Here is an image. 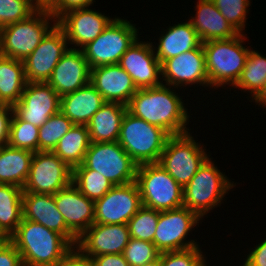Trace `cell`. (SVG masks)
<instances>
[{"label":"cell","mask_w":266,"mask_h":266,"mask_svg":"<svg viewBox=\"0 0 266 266\" xmlns=\"http://www.w3.org/2000/svg\"><path fill=\"white\" fill-rule=\"evenodd\" d=\"M159 211L142 206L128 221L130 237L153 242Z\"/></svg>","instance_id":"d590c367"},{"label":"cell","mask_w":266,"mask_h":266,"mask_svg":"<svg viewBox=\"0 0 266 266\" xmlns=\"http://www.w3.org/2000/svg\"><path fill=\"white\" fill-rule=\"evenodd\" d=\"M41 6H47L52 0H36Z\"/></svg>","instance_id":"681fc988"},{"label":"cell","mask_w":266,"mask_h":266,"mask_svg":"<svg viewBox=\"0 0 266 266\" xmlns=\"http://www.w3.org/2000/svg\"><path fill=\"white\" fill-rule=\"evenodd\" d=\"M73 125L74 123L61 111L49 117V119L39 127V151H53L59 140L73 127Z\"/></svg>","instance_id":"836d02e7"},{"label":"cell","mask_w":266,"mask_h":266,"mask_svg":"<svg viewBox=\"0 0 266 266\" xmlns=\"http://www.w3.org/2000/svg\"><path fill=\"white\" fill-rule=\"evenodd\" d=\"M9 240L20 253L23 266H59L74 248L61 234L24 218Z\"/></svg>","instance_id":"7a4b0ae2"},{"label":"cell","mask_w":266,"mask_h":266,"mask_svg":"<svg viewBox=\"0 0 266 266\" xmlns=\"http://www.w3.org/2000/svg\"><path fill=\"white\" fill-rule=\"evenodd\" d=\"M12 116L13 106L0 104V146L8 142Z\"/></svg>","instance_id":"7bdbcfd3"},{"label":"cell","mask_w":266,"mask_h":266,"mask_svg":"<svg viewBox=\"0 0 266 266\" xmlns=\"http://www.w3.org/2000/svg\"><path fill=\"white\" fill-rule=\"evenodd\" d=\"M72 184L93 201L102 198L114 186L99 172L89 168H73Z\"/></svg>","instance_id":"d6a6232c"},{"label":"cell","mask_w":266,"mask_h":266,"mask_svg":"<svg viewBox=\"0 0 266 266\" xmlns=\"http://www.w3.org/2000/svg\"><path fill=\"white\" fill-rule=\"evenodd\" d=\"M253 100H255L256 103H259V105L266 107V83L260 93Z\"/></svg>","instance_id":"7dc6e473"},{"label":"cell","mask_w":266,"mask_h":266,"mask_svg":"<svg viewBox=\"0 0 266 266\" xmlns=\"http://www.w3.org/2000/svg\"><path fill=\"white\" fill-rule=\"evenodd\" d=\"M54 200L67 228L77 238L94 223V201L82 194L72 183L55 193Z\"/></svg>","instance_id":"44dd1931"},{"label":"cell","mask_w":266,"mask_h":266,"mask_svg":"<svg viewBox=\"0 0 266 266\" xmlns=\"http://www.w3.org/2000/svg\"><path fill=\"white\" fill-rule=\"evenodd\" d=\"M26 84L23 61L0 54V104L18 103Z\"/></svg>","instance_id":"f1b7e54d"},{"label":"cell","mask_w":266,"mask_h":266,"mask_svg":"<svg viewBox=\"0 0 266 266\" xmlns=\"http://www.w3.org/2000/svg\"><path fill=\"white\" fill-rule=\"evenodd\" d=\"M242 266H266V239L247 255Z\"/></svg>","instance_id":"f6af8a7d"},{"label":"cell","mask_w":266,"mask_h":266,"mask_svg":"<svg viewBox=\"0 0 266 266\" xmlns=\"http://www.w3.org/2000/svg\"><path fill=\"white\" fill-rule=\"evenodd\" d=\"M40 7L36 0H0V29L27 19Z\"/></svg>","instance_id":"8d00e7d4"},{"label":"cell","mask_w":266,"mask_h":266,"mask_svg":"<svg viewBox=\"0 0 266 266\" xmlns=\"http://www.w3.org/2000/svg\"><path fill=\"white\" fill-rule=\"evenodd\" d=\"M169 137L164 129L127 111L121 123L118 142L127 154L141 165L158 163Z\"/></svg>","instance_id":"277c9868"},{"label":"cell","mask_w":266,"mask_h":266,"mask_svg":"<svg viewBox=\"0 0 266 266\" xmlns=\"http://www.w3.org/2000/svg\"><path fill=\"white\" fill-rule=\"evenodd\" d=\"M93 2L94 0H52L46 7L55 20H58L64 13L74 9L87 8Z\"/></svg>","instance_id":"60d3db41"},{"label":"cell","mask_w":266,"mask_h":266,"mask_svg":"<svg viewBox=\"0 0 266 266\" xmlns=\"http://www.w3.org/2000/svg\"><path fill=\"white\" fill-rule=\"evenodd\" d=\"M122 254L129 266H141L156 260L160 252L153 242L130 238Z\"/></svg>","instance_id":"74e56055"},{"label":"cell","mask_w":266,"mask_h":266,"mask_svg":"<svg viewBox=\"0 0 266 266\" xmlns=\"http://www.w3.org/2000/svg\"><path fill=\"white\" fill-rule=\"evenodd\" d=\"M244 40L245 35L241 33L229 39L202 43L210 87L236 84L250 52L242 45Z\"/></svg>","instance_id":"3957f363"},{"label":"cell","mask_w":266,"mask_h":266,"mask_svg":"<svg viewBox=\"0 0 266 266\" xmlns=\"http://www.w3.org/2000/svg\"><path fill=\"white\" fill-rule=\"evenodd\" d=\"M99 172L114 186L136 181L138 164L127 154L119 142H91L81 165Z\"/></svg>","instance_id":"ba28073f"},{"label":"cell","mask_w":266,"mask_h":266,"mask_svg":"<svg viewBox=\"0 0 266 266\" xmlns=\"http://www.w3.org/2000/svg\"><path fill=\"white\" fill-rule=\"evenodd\" d=\"M34 153L26 149L0 146V184H10L23 189L29 176Z\"/></svg>","instance_id":"83f0119b"},{"label":"cell","mask_w":266,"mask_h":266,"mask_svg":"<svg viewBox=\"0 0 266 266\" xmlns=\"http://www.w3.org/2000/svg\"><path fill=\"white\" fill-rule=\"evenodd\" d=\"M207 158L201 145L187 132L168 138L158 164L184 188Z\"/></svg>","instance_id":"9c48e42d"},{"label":"cell","mask_w":266,"mask_h":266,"mask_svg":"<svg viewBox=\"0 0 266 266\" xmlns=\"http://www.w3.org/2000/svg\"><path fill=\"white\" fill-rule=\"evenodd\" d=\"M130 238L128 224L93 223L78 238L75 248L87 257L122 254Z\"/></svg>","instance_id":"2e32d148"},{"label":"cell","mask_w":266,"mask_h":266,"mask_svg":"<svg viewBox=\"0 0 266 266\" xmlns=\"http://www.w3.org/2000/svg\"><path fill=\"white\" fill-rule=\"evenodd\" d=\"M199 246L159 254L160 266H207Z\"/></svg>","instance_id":"ab89813d"},{"label":"cell","mask_w":266,"mask_h":266,"mask_svg":"<svg viewBox=\"0 0 266 266\" xmlns=\"http://www.w3.org/2000/svg\"><path fill=\"white\" fill-rule=\"evenodd\" d=\"M141 266H160V257H158L156 260L149 262V263H145Z\"/></svg>","instance_id":"c3c4849f"},{"label":"cell","mask_w":266,"mask_h":266,"mask_svg":"<svg viewBox=\"0 0 266 266\" xmlns=\"http://www.w3.org/2000/svg\"><path fill=\"white\" fill-rule=\"evenodd\" d=\"M104 103L103 96L88 83L60 97V111L75 125H87Z\"/></svg>","instance_id":"d4e9b609"},{"label":"cell","mask_w":266,"mask_h":266,"mask_svg":"<svg viewBox=\"0 0 266 266\" xmlns=\"http://www.w3.org/2000/svg\"><path fill=\"white\" fill-rule=\"evenodd\" d=\"M94 206V223L127 224L142 207L137 182L113 186Z\"/></svg>","instance_id":"4fadbf2b"},{"label":"cell","mask_w":266,"mask_h":266,"mask_svg":"<svg viewBox=\"0 0 266 266\" xmlns=\"http://www.w3.org/2000/svg\"><path fill=\"white\" fill-rule=\"evenodd\" d=\"M113 19L88 8L74 9L64 13L57 24L63 29L70 44L81 49L94 41Z\"/></svg>","instance_id":"d6986e66"},{"label":"cell","mask_w":266,"mask_h":266,"mask_svg":"<svg viewBox=\"0 0 266 266\" xmlns=\"http://www.w3.org/2000/svg\"><path fill=\"white\" fill-rule=\"evenodd\" d=\"M196 9L197 16L189 21L202 43L211 40L229 39L239 35L212 0H199Z\"/></svg>","instance_id":"cb8c5ba5"},{"label":"cell","mask_w":266,"mask_h":266,"mask_svg":"<svg viewBox=\"0 0 266 266\" xmlns=\"http://www.w3.org/2000/svg\"><path fill=\"white\" fill-rule=\"evenodd\" d=\"M220 13L241 34L245 27L249 0H212Z\"/></svg>","instance_id":"f35d334b"},{"label":"cell","mask_w":266,"mask_h":266,"mask_svg":"<svg viewBox=\"0 0 266 266\" xmlns=\"http://www.w3.org/2000/svg\"><path fill=\"white\" fill-rule=\"evenodd\" d=\"M233 186L208 157L183 188V206L202 218L221 203Z\"/></svg>","instance_id":"8992f818"},{"label":"cell","mask_w":266,"mask_h":266,"mask_svg":"<svg viewBox=\"0 0 266 266\" xmlns=\"http://www.w3.org/2000/svg\"><path fill=\"white\" fill-rule=\"evenodd\" d=\"M90 83L103 96L105 102L125 106L138 90L131 76L118 64L91 68Z\"/></svg>","instance_id":"603a6c76"},{"label":"cell","mask_w":266,"mask_h":266,"mask_svg":"<svg viewBox=\"0 0 266 266\" xmlns=\"http://www.w3.org/2000/svg\"><path fill=\"white\" fill-rule=\"evenodd\" d=\"M23 189L10 184H0V234L9 239L23 219Z\"/></svg>","instance_id":"f546056e"},{"label":"cell","mask_w":266,"mask_h":266,"mask_svg":"<svg viewBox=\"0 0 266 266\" xmlns=\"http://www.w3.org/2000/svg\"><path fill=\"white\" fill-rule=\"evenodd\" d=\"M90 143L87 125L74 124L59 140L52 152L73 169L83 163Z\"/></svg>","instance_id":"4dcf8cb0"},{"label":"cell","mask_w":266,"mask_h":266,"mask_svg":"<svg viewBox=\"0 0 266 266\" xmlns=\"http://www.w3.org/2000/svg\"><path fill=\"white\" fill-rule=\"evenodd\" d=\"M201 45L202 41L190 21L178 23L169 27L168 31L160 36L155 55L162 64L169 58L191 51Z\"/></svg>","instance_id":"4316f807"},{"label":"cell","mask_w":266,"mask_h":266,"mask_svg":"<svg viewBox=\"0 0 266 266\" xmlns=\"http://www.w3.org/2000/svg\"><path fill=\"white\" fill-rule=\"evenodd\" d=\"M63 29L54 22L37 48L23 61L27 82H47L52 71L68 50Z\"/></svg>","instance_id":"5bb4252c"},{"label":"cell","mask_w":266,"mask_h":266,"mask_svg":"<svg viewBox=\"0 0 266 266\" xmlns=\"http://www.w3.org/2000/svg\"><path fill=\"white\" fill-rule=\"evenodd\" d=\"M52 18L55 19L48 8L41 6L27 19L1 28L0 54L24 61L53 27L49 21L57 22Z\"/></svg>","instance_id":"5b68a950"},{"label":"cell","mask_w":266,"mask_h":266,"mask_svg":"<svg viewBox=\"0 0 266 266\" xmlns=\"http://www.w3.org/2000/svg\"><path fill=\"white\" fill-rule=\"evenodd\" d=\"M126 112L127 106L123 104L105 102L87 124L90 141L117 142Z\"/></svg>","instance_id":"484cf974"},{"label":"cell","mask_w":266,"mask_h":266,"mask_svg":"<svg viewBox=\"0 0 266 266\" xmlns=\"http://www.w3.org/2000/svg\"><path fill=\"white\" fill-rule=\"evenodd\" d=\"M39 127L21 120L14 112L7 144L14 148L39 151Z\"/></svg>","instance_id":"e575fe53"},{"label":"cell","mask_w":266,"mask_h":266,"mask_svg":"<svg viewBox=\"0 0 266 266\" xmlns=\"http://www.w3.org/2000/svg\"><path fill=\"white\" fill-rule=\"evenodd\" d=\"M136 182L142 206L159 212L183 206V188L158 163L138 165Z\"/></svg>","instance_id":"52a82bcc"},{"label":"cell","mask_w":266,"mask_h":266,"mask_svg":"<svg viewBox=\"0 0 266 266\" xmlns=\"http://www.w3.org/2000/svg\"><path fill=\"white\" fill-rule=\"evenodd\" d=\"M265 83L266 57L255 50H250L245 66L234 86L250 91L253 99L260 93Z\"/></svg>","instance_id":"1f68e13d"},{"label":"cell","mask_w":266,"mask_h":266,"mask_svg":"<svg viewBox=\"0 0 266 266\" xmlns=\"http://www.w3.org/2000/svg\"><path fill=\"white\" fill-rule=\"evenodd\" d=\"M91 258L95 266H129L123 254H105Z\"/></svg>","instance_id":"bcb514c9"},{"label":"cell","mask_w":266,"mask_h":266,"mask_svg":"<svg viewBox=\"0 0 266 266\" xmlns=\"http://www.w3.org/2000/svg\"><path fill=\"white\" fill-rule=\"evenodd\" d=\"M0 266H23L20 253L9 239L0 242Z\"/></svg>","instance_id":"b9f144b4"},{"label":"cell","mask_w":266,"mask_h":266,"mask_svg":"<svg viewBox=\"0 0 266 266\" xmlns=\"http://www.w3.org/2000/svg\"><path fill=\"white\" fill-rule=\"evenodd\" d=\"M138 29L129 21L114 18L104 31L82 48L90 68L118 64L138 39Z\"/></svg>","instance_id":"30bf717a"},{"label":"cell","mask_w":266,"mask_h":266,"mask_svg":"<svg viewBox=\"0 0 266 266\" xmlns=\"http://www.w3.org/2000/svg\"><path fill=\"white\" fill-rule=\"evenodd\" d=\"M59 266H95L93 259L83 255L75 247L64 257Z\"/></svg>","instance_id":"ee69618b"},{"label":"cell","mask_w":266,"mask_h":266,"mask_svg":"<svg viewBox=\"0 0 266 266\" xmlns=\"http://www.w3.org/2000/svg\"><path fill=\"white\" fill-rule=\"evenodd\" d=\"M170 88L162 84L138 89L127 104V111L164 129L170 136L187 133V109L178 93Z\"/></svg>","instance_id":"6da1fadb"},{"label":"cell","mask_w":266,"mask_h":266,"mask_svg":"<svg viewBox=\"0 0 266 266\" xmlns=\"http://www.w3.org/2000/svg\"><path fill=\"white\" fill-rule=\"evenodd\" d=\"M60 111V96L47 82H27L13 112L23 121L41 127Z\"/></svg>","instance_id":"9a60e30c"},{"label":"cell","mask_w":266,"mask_h":266,"mask_svg":"<svg viewBox=\"0 0 266 266\" xmlns=\"http://www.w3.org/2000/svg\"><path fill=\"white\" fill-rule=\"evenodd\" d=\"M165 85L172 87L188 84L209 85L203 45L191 51L169 58L161 64ZM185 84V85H184Z\"/></svg>","instance_id":"ac0fdd59"},{"label":"cell","mask_w":266,"mask_h":266,"mask_svg":"<svg viewBox=\"0 0 266 266\" xmlns=\"http://www.w3.org/2000/svg\"><path fill=\"white\" fill-rule=\"evenodd\" d=\"M23 218L31 220L61 234L73 247L78 238L67 228L62 214L57 209L54 195L23 193Z\"/></svg>","instance_id":"7402d4cb"},{"label":"cell","mask_w":266,"mask_h":266,"mask_svg":"<svg viewBox=\"0 0 266 266\" xmlns=\"http://www.w3.org/2000/svg\"><path fill=\"white\" fill-rule=\"evenodd\" d=\"M136 40L123 54L118 63L132 78L137 89L162 85L161 63L151 43Z\"/></svg>","instance_id":"e0dca14e"},{"label":"cell","mask_w":266,"mask_h":266,"mask_svg":"<svg viewBox=\"0 0 266 266\" xmlns=\"http://www.w3.org/2000/svg\"><path fill=\"white\" fill-rule=\"evenodd\" d=\"M91 68L80 47L69 48L62 56L47 83L60 97L90 83Z\"/></svg>","instance_id":"ffe728a7"},{"label":"cell","mask_w":266,"mask_h":266,"mask_svg":"<svg viewBox=\"0 0 266 266\" xmlns=\"http://www.w3.org/2000/svg\"><path fill=\"white\" fill-rule=\"evenodd\" d=\"M199 220L201 219L196 213L184 206L159 212L153 239L156 249L162 253L198 246L194 240L186 243L184 240Z\"/></svg>","instance_id":"7c38bea8"},{"label":"cell","mask_w":266,"mask_h":266,"mask_svg":"<svg viewBox=\"0 0 266 266\" xmlns=\"http://www.w3.org/2000/svg\"><path fill=\"white\" fill-rule=\"evenodd\" d=\"M72 183V169L56 154L34 153L23 193L54 195Z\"/></svg>","instance_id":"8fae6325"},{"label":"cell","mask_w":266,"mask_h":266,"mask_svg":"<svg viewBox=\"0 0 266 266\" xmlns=\"http://www.w3.org/2000/svg\"><path fill=\"white\" fill-rule=\"evenodd\" d=\"M5 238L0 234V242L4 241Z\"/></svg>","instance_id":"f907efd6"}]
</instances>
